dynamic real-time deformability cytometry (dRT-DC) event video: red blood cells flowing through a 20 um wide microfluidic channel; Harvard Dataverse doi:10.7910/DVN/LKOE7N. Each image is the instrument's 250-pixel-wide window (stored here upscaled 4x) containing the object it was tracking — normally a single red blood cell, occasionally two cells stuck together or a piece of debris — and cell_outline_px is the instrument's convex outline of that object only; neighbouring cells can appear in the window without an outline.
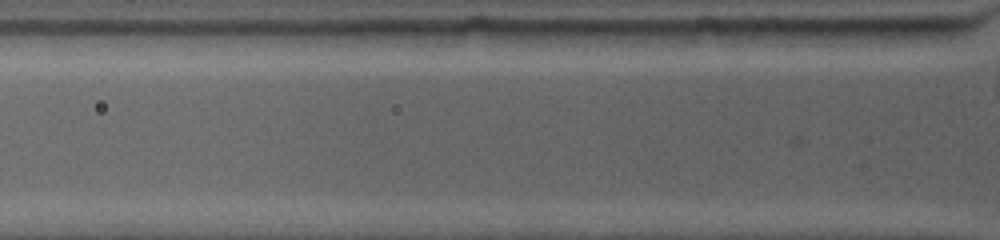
{"species": "common noctule bat (a hibernating species)", "species_latin": "Nyctalus noctula", "temperature_condition": "warm", "stored_images_in_passage": 8, "camera_frame_rate_fps": 4500, "um_per_image_px": 0.085, "animal": {"sex": "female", "body_mass_g": 19.0, "forearm_length_mm": 53.3}, "frame": {"image": 1, "passage_image": 8, "time_ms": 2.222, "image_size_px": [1000, 240], "cell_outline_px": [[844, 28], [840, 44], [828, 52], [688, 44], [688, 32], [696, 28]], "centroid_in_image_um": [65.4, 3.24], "position_along_channel_um": 60.4, "area_um2": 22.08}}